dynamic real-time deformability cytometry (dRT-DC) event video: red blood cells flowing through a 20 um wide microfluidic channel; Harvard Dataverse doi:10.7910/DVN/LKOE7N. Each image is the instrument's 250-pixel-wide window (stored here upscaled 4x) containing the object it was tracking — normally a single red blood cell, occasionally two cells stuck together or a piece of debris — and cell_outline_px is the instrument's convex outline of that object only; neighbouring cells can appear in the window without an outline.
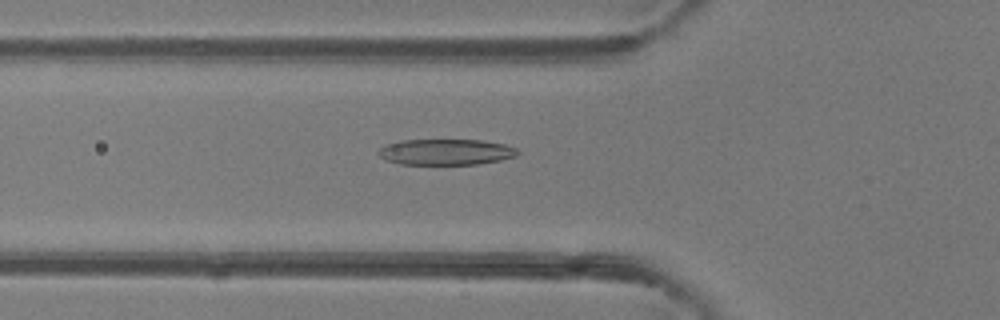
{"species": "common noctule bat (a hibernating species)", "species_latin": "Nyctalus noctula", "temperature_condition": "room temperature", "stored_images_in_passage": 50, "camera_frame_rate_fps": 3000, "um_per_image_px": 0.085, "animal": {"sex": "female"}, "frame": {"image": 1, "passage_image": 18, "time_ms": 5.667, "image_size_px": [1000, 320], "cell_outline_px": [[520, 152], [516, 156], [500, 160], [476, 164], [400, 164], [384, 160], [376, 152], [380, 148], [388, 144], [400, 140], [480, 140], [504, 144], [516, 148]], "centroid_in_image_um": [37.88, 12.92], "position_along_channel_um": 87.9, "area_um2": 20.98}}
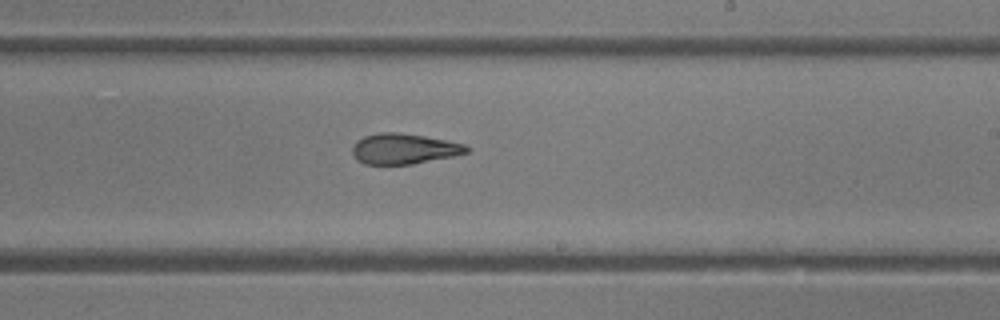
{"frame": {"image": 2, "passage_image": 30, "time_ms": 9.667, "image_size_px": [1000, 320], "cell_outline_px": [[472, 148], [468, 152], [452, 156], [412, 164], [364, 164], [356, 160], [352, 152], [352, 148], [356, 140], [364, 136], [376, 132], [400, 132], [448, 140], [464, 144]], "centroid_in_image_um": [34.32, 12.63], "position_along_channel_um": 254.7, "area_um2": 20.46}}
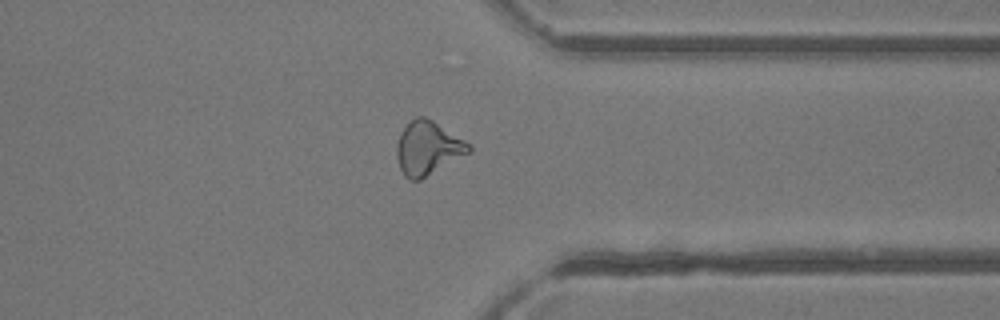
{"frame": {"image": 3, "passage_image": 39, "time_ms": 12.667, "image_size_px": [1000, 320], "cell_outline_px": [[472, 152], [420, 180], [408, 180], [404, 176], [400, 168], [396, 156], [396, 144], [400, 132], [408, 120], [416, 116], [424, 116], [432, 120], [472, 144]], "centroid_in_image_um": [36.36, 12.58], "position_along_channel_um": 375.0, "area_um2": 23.0}, "authors_computed_cell_mechanics": {"area_um2": 22.1085, "velocity_mm_per_s": 4.1471, "shape_relaxation_time_tau1_ms": null, "shape_relaxation_time_tau2_ms": 2.4843, "deformation_change_tau1": null, "deformation_change_tau2": 0.1219}}